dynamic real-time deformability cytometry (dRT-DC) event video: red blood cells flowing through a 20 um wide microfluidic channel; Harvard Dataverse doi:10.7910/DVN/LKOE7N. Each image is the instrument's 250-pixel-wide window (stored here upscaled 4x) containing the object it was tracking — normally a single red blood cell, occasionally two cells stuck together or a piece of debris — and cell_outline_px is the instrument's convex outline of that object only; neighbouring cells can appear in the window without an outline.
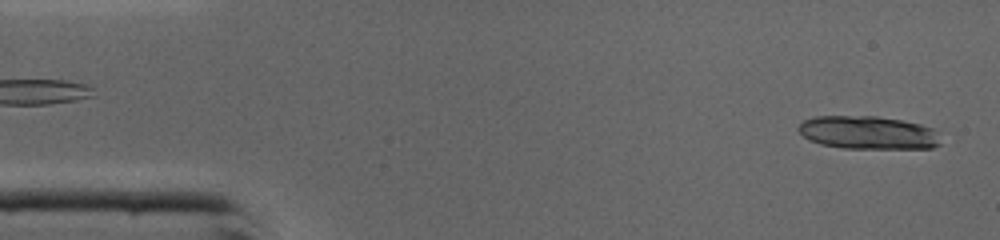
{"species": "common noctule bat (a hibernating species)", "species_latin": "Nyctalus noctula", "temperature_condition": "cold", "stored_images_in_passage": 45, "camera_frame_rate_fps": 3000, "um_per_image_px": 0.085, "animal": {"sex": "male", "body_mass_g": 19.0, "forearm_length_mm": 50.8}, "frame": {"image": 1, "passage_image": 1, "time_ms": 0.0, "image_size_px": [1000, 240], "cell_outline_px": [[940, 144], [932, 148], [844, 148], [820, 144], [808, 140], [796, 128], [804, 120], [816, 116], [876, 116], [900, 120], [920, 124], [932, 128], [936, 132]], "centroid_in_image_um": [73.75, 11.27], "position_along_channel_um": 11.3, "area_um2": 27.34}}
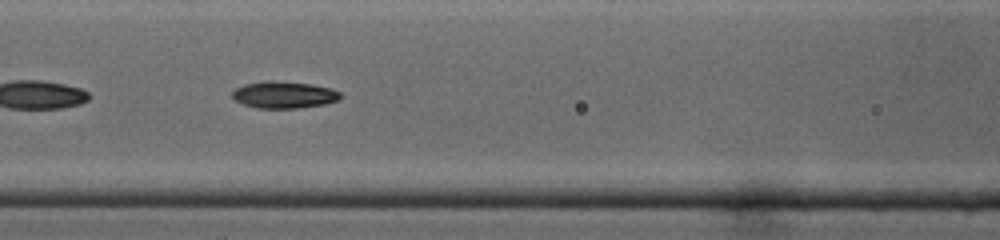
{"frame": {"image": 2, "passage_image": 18, "time_ms": 5.667, "image_size_px": [1000, 240], "cell_outline_px": [[340, 96], [336, 100], [324, 104], [300, 108], [256, 108], [244, 104], [236, 100], [232, 96], [232, 92], [236, 88], [244, 84], [312, 84], [328, 88], [340, 92]], "centroid_in_image_um": [24.15, 8.12], "position_along_channel_um": 142.5, "area_um2": 15.72}}
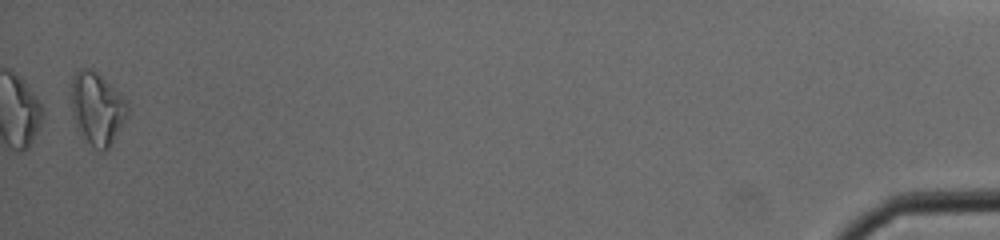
{"frame": {"image": 3, "passage_image": 44, "time_ms": 14.333, "image_size_px": [1000, 240], "cell_outline_px": [[128, 116], [112, 144], [104, 152], [100, 152], [76, 128], [72, 116], [72, 80], [76, 72], [80, 68], [92, 68], [120, 92], [128, 100]], "centroid_in_image_um": [8.29, 9.21], "position_along_channel_um": 426.9, "area_um2": 23.93}, "authors_computed_cell_mechanics": {"area_um2": 16.5886, "velocity_mm_per_s": 4.3979, "shape_relaxation_time_tau1_ms": 5.969, "shape_relaxation_time_tau2_ms": 4.9841, "deformation_change_tau1": 0.1978, "deformation_change_tau2": 0.0985}}